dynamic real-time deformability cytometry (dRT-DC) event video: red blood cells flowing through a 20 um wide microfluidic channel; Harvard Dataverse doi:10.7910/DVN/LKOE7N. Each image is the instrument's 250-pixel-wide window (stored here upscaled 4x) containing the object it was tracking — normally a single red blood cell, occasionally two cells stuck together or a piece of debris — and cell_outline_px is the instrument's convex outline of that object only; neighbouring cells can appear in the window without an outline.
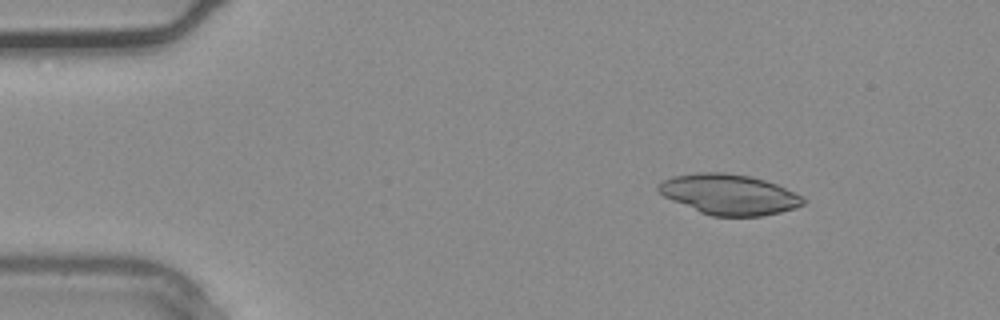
{"species": "common noctule bat (a hibernating species)", "species_latin": "Nyctalus noctula", "temperature_condition": "warm", "stored_images_in_passage": 8, "camera_frame_rate_fps": 3000, "um_per_image_px": 0.085, "animal": {"sex": "male", "body_mass_g": 20.4}, "frame": {"image": 1, "passage_image": 1, "time_ms": 0.0, "image_size_px": [1000, 320], "cell_outline_px": [[808, 200], [804, 204], [796, 208], [780, 212], [760, 216], [712, 216], [700, 212], [672, 200], [664, 196], [656, 188], [656, 184], [672, 176], [696, 172], [724, 172], [752, 176], [776, 184], [804, 196]], "centroid_in_image_um": [61.99, 16.52], "position_along_channel_um": 23.0, "area_um2": 34.28}}